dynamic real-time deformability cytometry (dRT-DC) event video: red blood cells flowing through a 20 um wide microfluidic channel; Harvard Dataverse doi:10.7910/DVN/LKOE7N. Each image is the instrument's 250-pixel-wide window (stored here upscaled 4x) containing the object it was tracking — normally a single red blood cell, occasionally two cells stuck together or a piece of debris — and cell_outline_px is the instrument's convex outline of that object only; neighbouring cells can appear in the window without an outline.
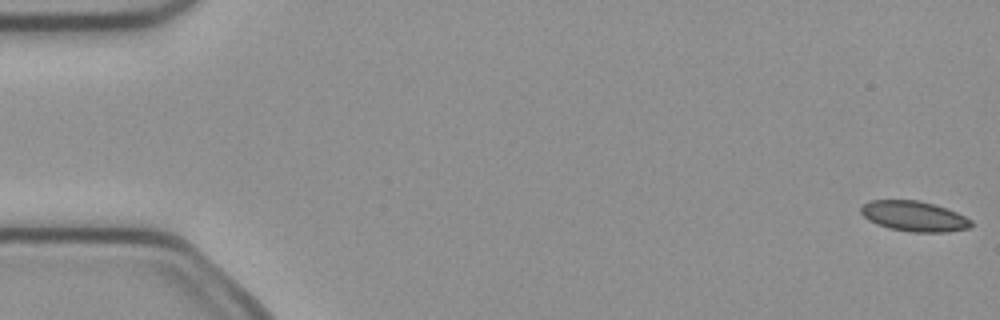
{"species": "common noctule bat (a hibernating species)", "species_latin": "Nyctalus noctula", "temperature_condition": "cold", "stored_images_in_passage": 5, "camera_frame_rate_fps": 3000, "um_per_image_px": 0.085, "animal": {"sex": "female", "body_mass_g": 21.9}, "frame": {"image": 1, "passage_image": 1, "time_ms": 0.0, "image_size_px": [1000, 320], "cell_outline_px": [[972, 228], [948, 232], [912, 232], [888, 228], [876, 224], [868, 220], [860, 212], [860, 208], [868, 200], [920, 200], [956, 212], [972, 220]], "centroid_in_image_um": [77.69, 18.39], "position_along_channel_um": 7.3, "area_um2": 19.54}}